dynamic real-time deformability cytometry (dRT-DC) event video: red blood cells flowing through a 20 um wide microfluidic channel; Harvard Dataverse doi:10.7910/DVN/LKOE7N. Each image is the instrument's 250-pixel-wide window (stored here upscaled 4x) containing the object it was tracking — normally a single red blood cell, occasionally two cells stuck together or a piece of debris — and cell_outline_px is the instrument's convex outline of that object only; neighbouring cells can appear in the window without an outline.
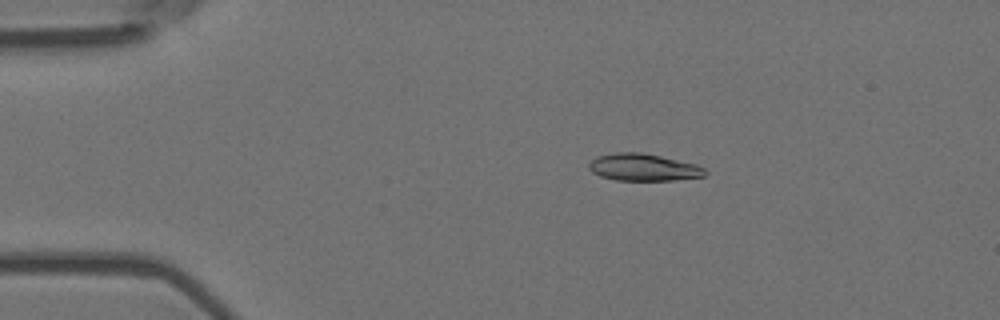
{"species": "Egyptian fruit bat (a non-hibernating species)", "species_latin": "Rousettus aegyptiacus", "temperature_condition": "room temperature", "stored_images_in_passage": 9, "camera_frame_rate_fps": 3000, "um_per_image_px": 0.085, "animal": {"sex": "female"}, "frame": {"image": 1, "passage_image": 2, "time_ms": 0.333, "image_size_px": [1000, 320], "cell_outline_px": [[708, 172], [704, 176], [672, 180], [616, 180], [600, 176], [592, 172], [588, 168], [588, 164], [596, 156], [612, 152], [640, 152], [660, 156], [696, 164], [704, 168]], "centroid_in_image_um": [54.66, 14.21], "position_along_channel_um": 30.3, "area_um2": 18.38}}
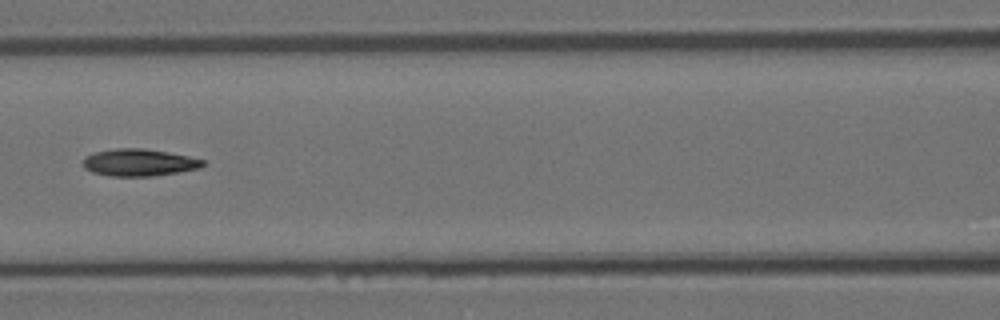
{"frame": {"image": 2, "passage_image": 6, "time_ms": 1.667, "image_size_px": [1000, 320], "cell_outline_px": [[204, 164], [200, 168], [152, 176], [108, 176], [92, 172], [84, 168], [84, 156], [96, 152], [116, 148], [144, 148], [168, 152], [188, 156], [204, 160]], "centroid_in_image_um": [11.8, 13.81], "position_along_channel_um": 154.8, "area_um2": 18.84}}
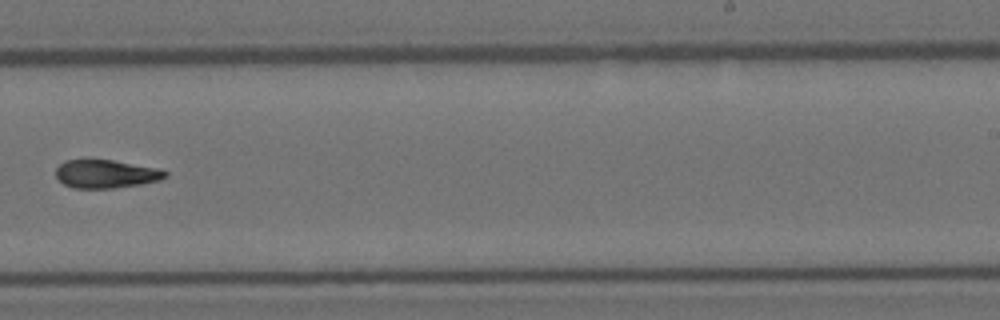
{"frame": {"image": 3, "passage_image": 9, "time_ms": 2.667, "image_size_px": [1000, 320], "cell_outline_px": [[168, 176], [160, 180], [140, 184], [112, 188], [72, 188], [64, 184], [56, 176], [56, 168], [64, 160], [112, 160], [160, 168], [168, 172]], "centroid_in_image_um": [9.03, 14.78], "position_along_channel_um": 280.0, "area_um2": 18.03}}